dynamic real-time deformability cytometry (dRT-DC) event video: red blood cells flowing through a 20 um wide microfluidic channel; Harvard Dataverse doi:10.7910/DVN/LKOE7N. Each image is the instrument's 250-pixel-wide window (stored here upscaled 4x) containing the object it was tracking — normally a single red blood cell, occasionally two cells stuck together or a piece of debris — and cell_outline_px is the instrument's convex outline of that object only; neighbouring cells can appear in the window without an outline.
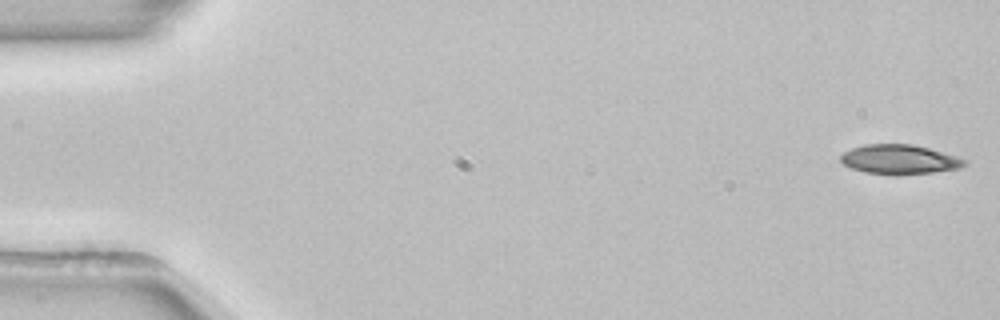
{"species": "common noctule bat (a hibernating species)", "species_latin": "Nyctalus noctula", "temperature_condition": "room temperature", "stored_images_in_passage": 53, "camera_frame_rate_fps": 3000, "um_per_image_px": 0.085, "animal": {"sex": "female", "body_mass_g": 22.7, "forearm_length_mm": 54.2}, "frame": {"image": 1, "passage_image": 1, "time_ms": 0.0, "image_size_px": [1000, 320], "cell_outline_px": [[968, 164], [960, 168], [932, 172], [896, 176], [864, 172], [852, 168], [844, 164], [840, 160], [840, 156], [844, 152], [852, 148], [864, 144], [912, 144], [928, 148], [956, 156], [968, 160]], "centroid_in_image_um": [76.46, 13.56], "position_along_channel_um": 8.5, "area_um2": 21.44}}
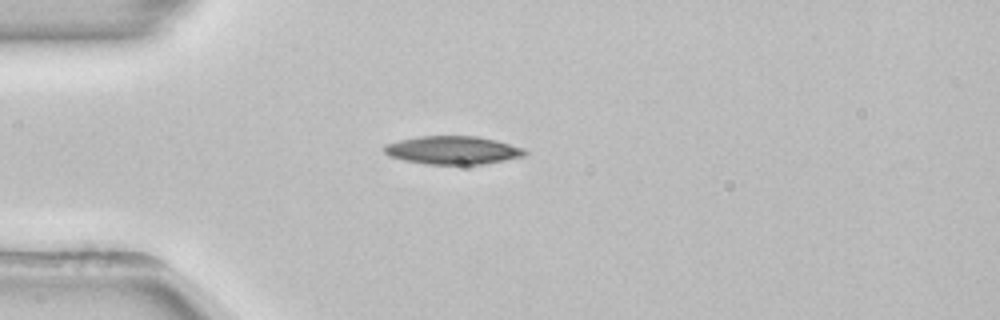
{"frame": {"image": 2, "passage_image": 14, "time_ms": 4.333, "image_size_px": [1000, 320], "cell_outline_px": [[528, 152], [524, 156], [484, 164], [428, 164], [404, 160], [388, 156], [384, 152], [384, 144], [416, 136], [476, 136], [496, 140], [524, 148]], "centroid_in_image_um": [38.47, 12.76], "position_along_channel_um": 46.5, "area_um2": 23.12}}
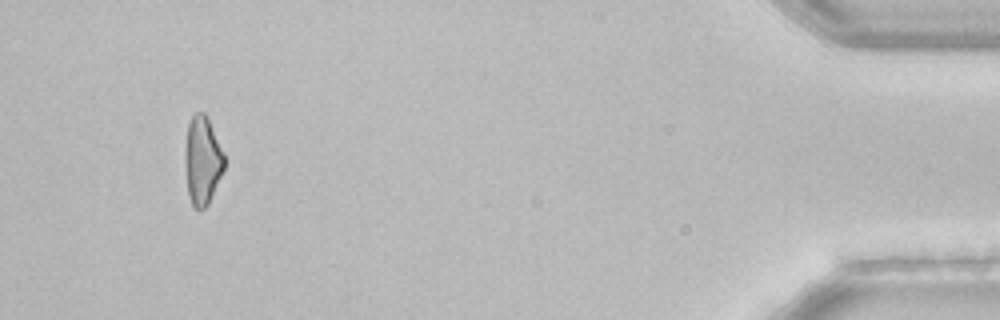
{"frame": {"image": 3, "passage_image": 50, "time_ms": 16.333, "image_size_px": [1000, 320], "cell_outline_px": [[224, 168], [208, 204], [204, 208], [196, 208], [192, 204], [188, 196], [184, 164], [184, 152], [188, 124], [192, 116], [196, 112], [204, 112], [208, 116], [224, 152]], "centroid_in_image_um": [17.19, 13.6], "position_along_channel_um": 418.0, "area_um2": 20.4}, "authors_computed_cell_mechanics": {"area_um2": 21.7328, "velocity_mm_per_s": 3.8678, "shape_relaxation_time_tau1_ms": 4.6676, "shape_relaxation_time_tau2_ms": null, "deformation_change_tau1": 0.1439, "deformation_change_tau2": null}}